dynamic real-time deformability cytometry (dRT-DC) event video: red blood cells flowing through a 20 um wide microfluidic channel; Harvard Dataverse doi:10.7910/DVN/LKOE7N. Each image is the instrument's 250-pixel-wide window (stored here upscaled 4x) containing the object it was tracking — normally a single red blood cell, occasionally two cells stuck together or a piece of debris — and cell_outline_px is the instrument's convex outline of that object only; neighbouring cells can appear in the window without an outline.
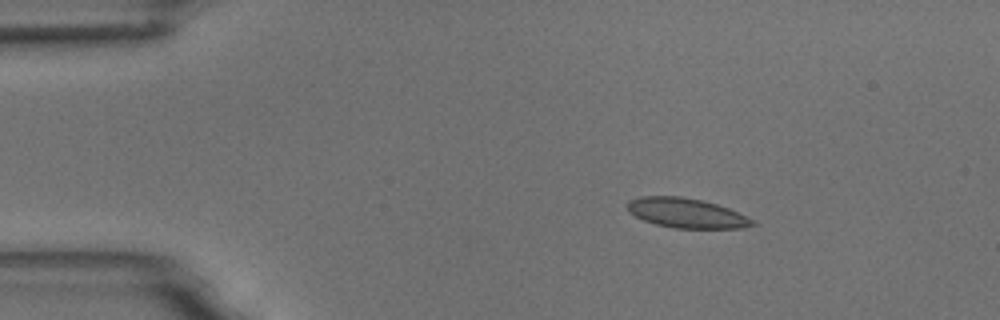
{"species": "common noctule bat (a hibernating species)", "species_latin": "Nyctalus noctula", "temperature_condition": "room temperature", "stored_images_in_passage": 5, "camera_frame_rate_fps": 3000, "um_per_image_px": 0.085, "animal": {"sex": "male", "body_mass_g": 18.8}, "frame": {"image": 1, "passage_image": 2, "time_ms": 1.0, "image_size_px": [1000, 320], "cell_outline_px": [[756, 224], [744, 228], [672, 228], [656, 224], [644, 220], [628, 212], [628, 200], [640, 196], [680, 196], [704, 200], [728, 208], [752, 220]], "centroid_in_image_um": [58.31, 18.1], "position_along_channel_um": 26.7, "area_um2": 21.5}}
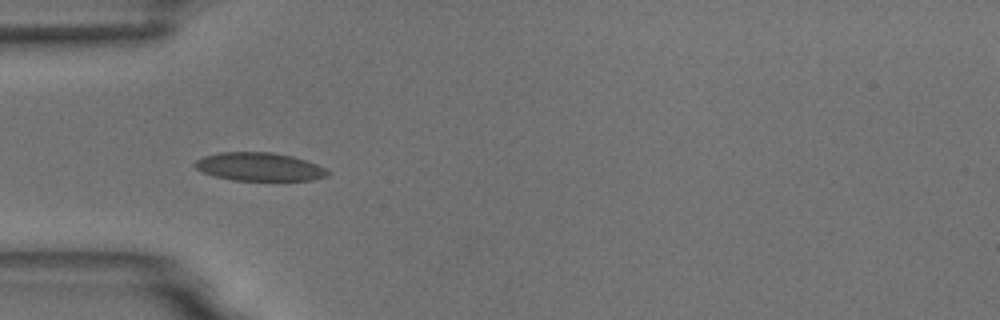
{"frame": {"image": 2, "passage_image": 4, "time_ms": 3.667, "image_size_px": [1000, 320], "cell_outline_px": [[332, 172], [328, 176], [312, 180], [232, 180], [216, 176], [204, 172], [196, 168], [192, 164], [196, 160], [204, 156], [220, 152], [272, 152], [292, 156], [328, 168]], "centroid_in_image_um": [22.08, 14.17], "position_along_channel_um": 62.9, "area_um2": 21.91}}